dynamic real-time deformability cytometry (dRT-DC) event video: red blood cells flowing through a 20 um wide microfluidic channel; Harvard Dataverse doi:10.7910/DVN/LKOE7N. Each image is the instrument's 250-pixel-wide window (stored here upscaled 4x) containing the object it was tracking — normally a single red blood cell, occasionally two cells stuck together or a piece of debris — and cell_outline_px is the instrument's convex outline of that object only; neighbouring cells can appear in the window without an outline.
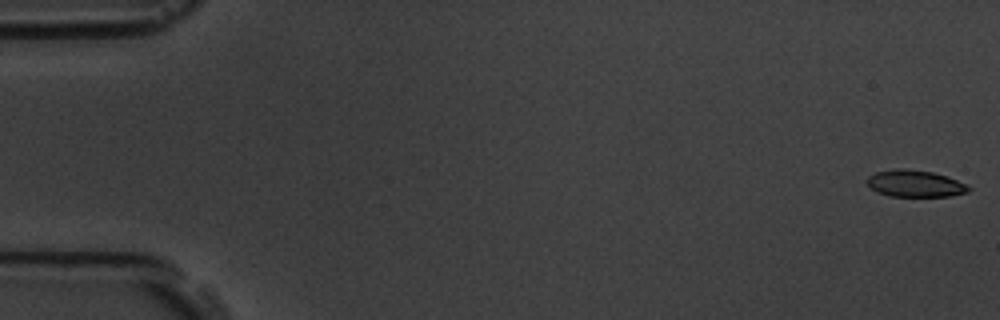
{"species": "common noctule bat (a hibernating species)", "species_latin": "Nyctalus noctula", "temperature_condition": "room temperature", "stored_images_in_passage": 7, "camera_frame_rate_fps": 3000, "um_per_image_px": 0.085, "animal": {"sex": "male", "body_mass_g": 19.5, "forearm_length_mm": 54.6}, "frame": {"image": 1, "passage_image": 1, "time_ms": 0.0, "image_size_px": [1000, 320], "cell_outline_px": [[972, 188], [968, 192], [948, 196], [888, 196], [876, 192], [868, 184], [868, 176], [876, 172], [896, 168], [904, 168], [932, 172], [948, 176], [968, 184]], "centroid_in_image_um": [77.81, 15.6], "position_along_channel_um": 7.2, "area_um2": 15.95}}
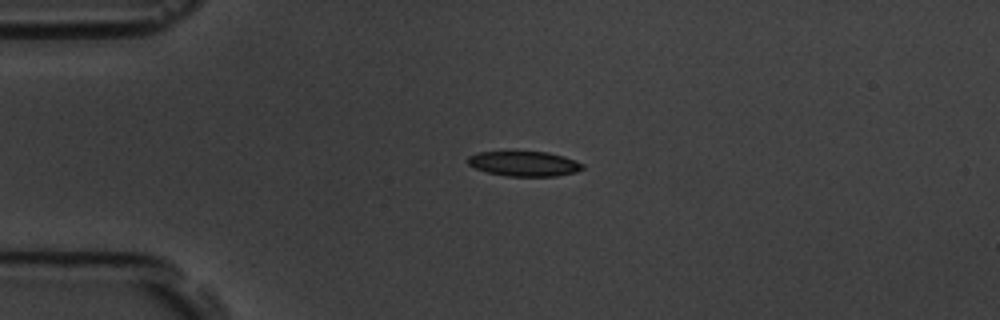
{"frame": {"image": 2, "passage_image": 5, "time_ms": 4.333, "image_size_px": [1000, 320], "cell_outline_px": [[584, 168], [576, 172], [556, 176], [508, 176], [488, 172], [476, 168], [468, 164], [468, 156], [476, 152], [516, 148], [548, 152], [564, 156], [576, 160], [584, 164]], "centroid_in_image_um": [44.53, 13.85], "position_along_channel_um": 40.5, "area_um2": 17.69}}
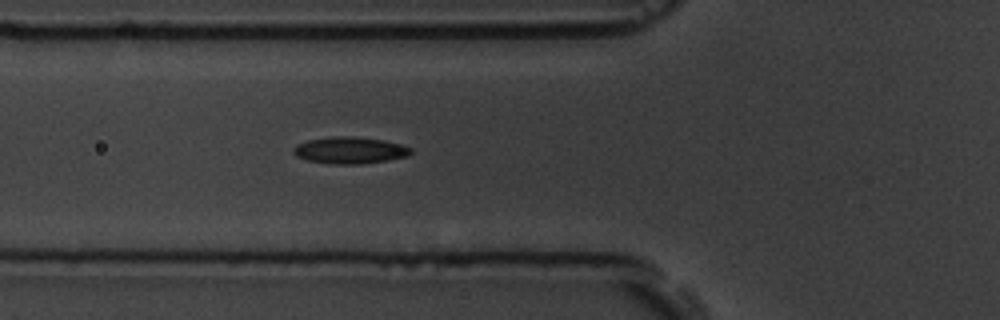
{"frame": {"image": 3, "passage_image": 7, "time_ms": 6.667, "image_size_px": [1000, 320], "cell_outline_px": [[412, 152], [408, 156], [388, 160], [360, 164], [332, 164], [308, 160], [296, 156], [292, 152], [292, 148], [296, 144], [308, 140], [336, 136], [352, 136], [384, 140], [400, 144], [412, 148]], "centroid_in_image_um": [29.73, 12.77], "position_along_channel_um": 96.1, "area_um2": 18.32}}